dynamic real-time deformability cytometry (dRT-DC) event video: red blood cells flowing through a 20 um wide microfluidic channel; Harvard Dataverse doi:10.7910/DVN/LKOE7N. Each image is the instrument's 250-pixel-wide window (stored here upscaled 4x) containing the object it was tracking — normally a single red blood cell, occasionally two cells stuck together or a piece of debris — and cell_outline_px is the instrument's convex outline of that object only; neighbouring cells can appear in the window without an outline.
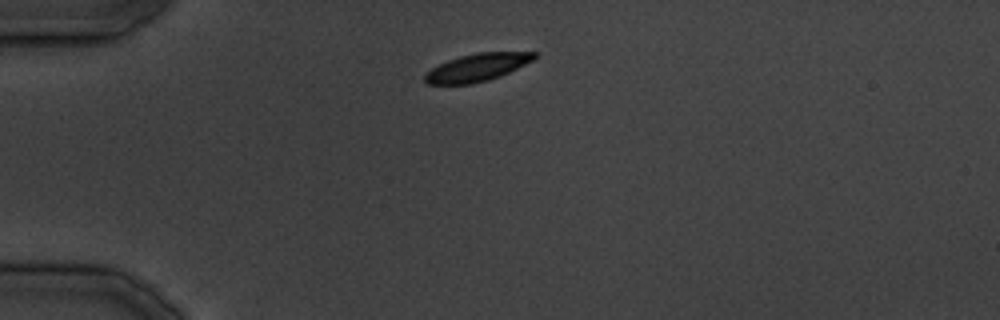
{"species": "common noctule bat (a hibernating species)", "species_latin": "Nyctalus noctula", "temperature_condition": "cold", "stored_images_in_passage": 26, "camera_frame_rate_fps": 3000, "um_per_image_px": 0.085, "animal": {"sex": "male", "body_mass_g": 19.5, "forearm_length_mm": 54.6}, "frame": {"image": 1, "passage_image": 1, "time_ms": 0.0, "image_size_px": [1000, 320], "cell_outline_px": [[536, 56], [532, 60], [500, 76], [488, 80], [472, 84], [428, 84], [424, 80], [424, 76], [432, 68], [448, 60], [460, 56], [476, 52], [536, 52]], "centroid_in_image_um": [40.53, 5.73], "position_along_channel_um": 44.5, "area_um2": 17.34}}
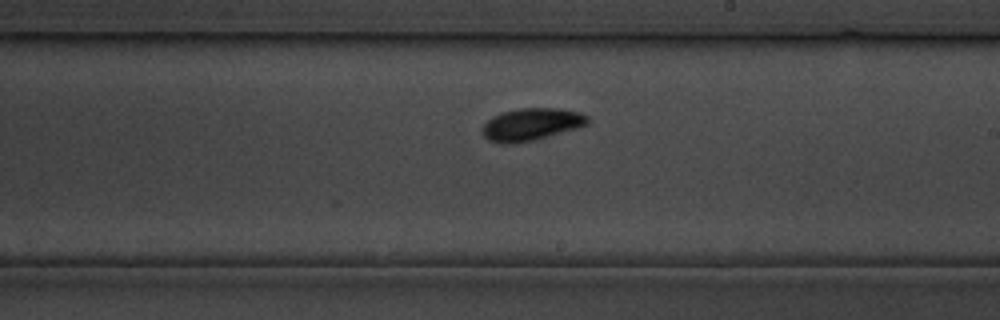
{"frame": {"image": 2, "passage_image": 13, "time_ms": 15.333, "image_size_px": [1000, 320], "cell_outline_px": [[592, 120], [588, 124], [580, 128], [532, 140], [512, 144], [500, 144], [488, 140], [480, 132], [480, 128], [488, 120], [504, 112], [520, 108], [560, 108], [580, 112], [588, 116]], "centroid_in_image_um": [45.2, 10.58], "position_along_channel_um": 243.8, "area_um2": 20.06}}
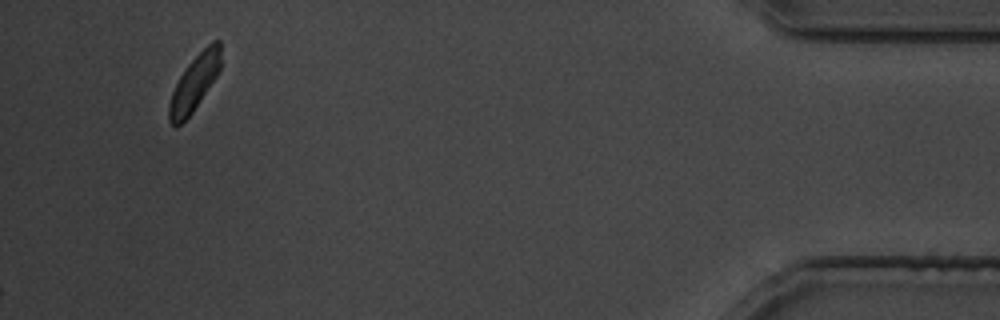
{"frame": {"image": 3, "passage_image": 26, "time_ms": 31.333, "image_size_px": [1000, 320], "cell_outline_px": [[220, 68], [216, 76], [192, 112], [176, 128], [168, 120], [168, 104], [172, 92], [180, 76], [188, 64], [212, 40], [220, 40]], "centroid_in_image_um": [16.5, 7.06], "position_along_channel_um": 418.7, "area_um2": 16.36}}